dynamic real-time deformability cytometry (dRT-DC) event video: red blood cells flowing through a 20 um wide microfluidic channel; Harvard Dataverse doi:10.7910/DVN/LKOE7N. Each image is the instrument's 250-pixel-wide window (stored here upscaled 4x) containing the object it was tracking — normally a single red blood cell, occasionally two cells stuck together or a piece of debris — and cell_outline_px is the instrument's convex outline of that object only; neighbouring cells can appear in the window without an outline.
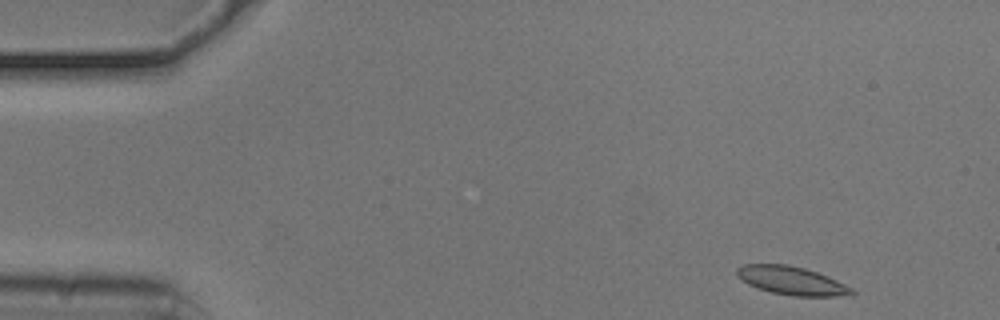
{"species": "common noctule bat (a hibernating species)", "species_latin": "Nyctalus noctula", "temperature_condition": "cold", "stored_images_in_passage": 35, "camera_frame_rate_fps": 3000, "um_per_image_px": 0.085, "animal": {"sex": "male", "body_mass_g": 20.5, "forearm_length_mm": 52.5}, "frame": {"image": 1, "passage_image": 1, "time_ms": 0.0, "image_size_px": [1000, 320], "cell_outline_px": [[856, 292], [836, 296], [792, 296], [772, 292], [756, 288], [748, 284], [736, 272], [736, 268], [744, 264], [788, 264], [804, 268], [828, 276], [852, 288]], "centroid_in_image_um": [67.27, 23.85], "position_along_channel_um": 17.7, "area_um2": 18.73}}
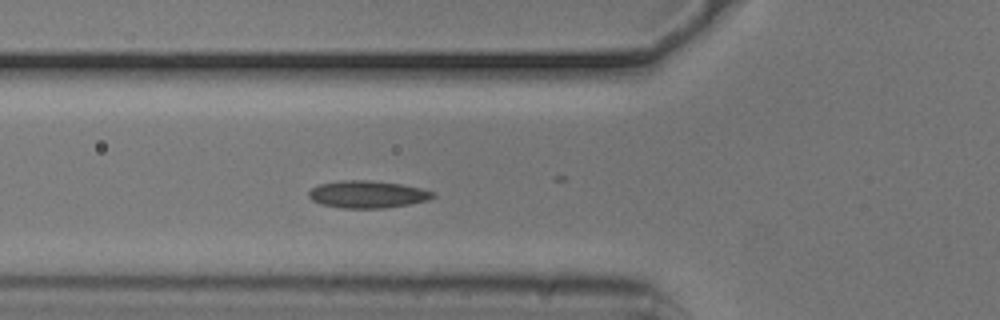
{"frame": {"image": 2, "passage_image": 15, "time_ms": 4.667, "image_size_px": [1000, 320], "cell_outline_px": [[436, 196], [428, 200], [408, 204], [384, 208], [340, 208], [320, 204], [312, 200], [308, 196], [308, 192], [312, 188], [320, 184], [340, 180], [368, 180], [400, 184], [420, 188], [436, 192]], "centroid_in_image_um": [31.23, 16.52], "position_along_channel_um": 94.6, "area_um2": 19.77}}
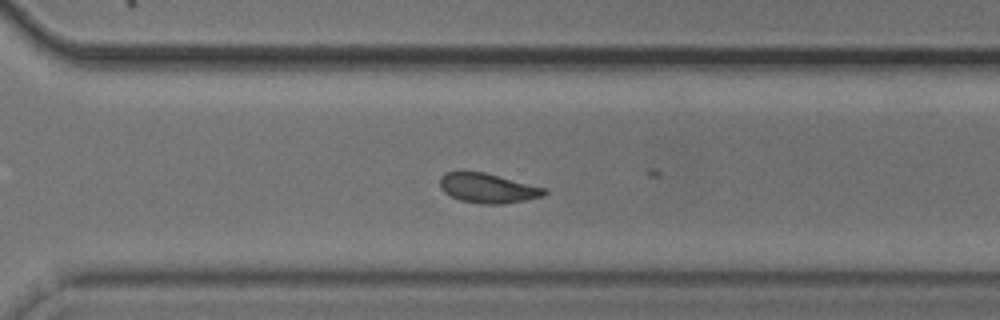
{"frame": {"image": 3, "passage_image": 34, "time_ms": 11.0, "image_size_px": [1000, 320], "cell_outline_px": [[548, 192], [544, 196], [524, 200], [500, 204], [480, 204], [460, 200], [444, 192], [440, 188], [440, 176], [444, 172], [484, 172], [548, 188]], "centroid_in_image_um": [41.49, 15.99], "position_along_channel_um": 329.1, "area_um2": 18.09}}